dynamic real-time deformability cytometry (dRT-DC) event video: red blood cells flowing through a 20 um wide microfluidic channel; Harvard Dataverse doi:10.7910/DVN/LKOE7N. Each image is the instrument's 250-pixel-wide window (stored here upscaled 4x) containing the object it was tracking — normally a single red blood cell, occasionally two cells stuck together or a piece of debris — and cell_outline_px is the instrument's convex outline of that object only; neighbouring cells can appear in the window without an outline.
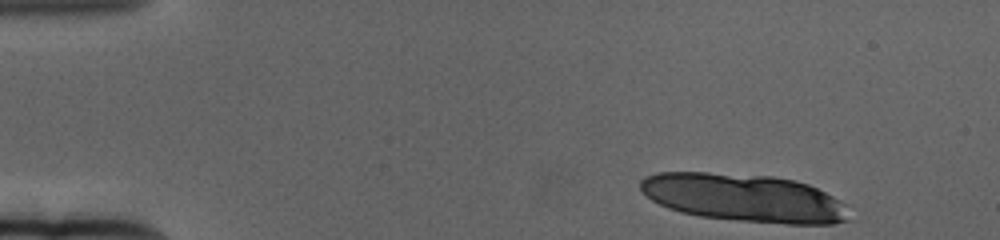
{"species": "human", "species_latin": "Homo sapiens", "temperature_condition": "cold", "stored_images_in_passage": 13, "camera_frame_rate_fps": 3000, "um_per_image_px": 0.085, "donor": {"sex": "female"}, "frame": {"image": 1, "passage_image": 1, "time_ms": 0.0, "image_size_px": [1000, 240], "cell_outline_px": [[848, 220], [832, 224], [784, 224], [740, 220], [700, 216], [680, 212], [668, 208], [652, 200], [640, 188], [640, 180], [644, 176], [656, 172], [708, 172], [772, 176], [792, 180], [808, 184], [832, 196], [844, 204]], "centroid_in_image_um": [63.2, 16.81], "position_along_channel_um": 21.8, "area_um2": 57.97}}